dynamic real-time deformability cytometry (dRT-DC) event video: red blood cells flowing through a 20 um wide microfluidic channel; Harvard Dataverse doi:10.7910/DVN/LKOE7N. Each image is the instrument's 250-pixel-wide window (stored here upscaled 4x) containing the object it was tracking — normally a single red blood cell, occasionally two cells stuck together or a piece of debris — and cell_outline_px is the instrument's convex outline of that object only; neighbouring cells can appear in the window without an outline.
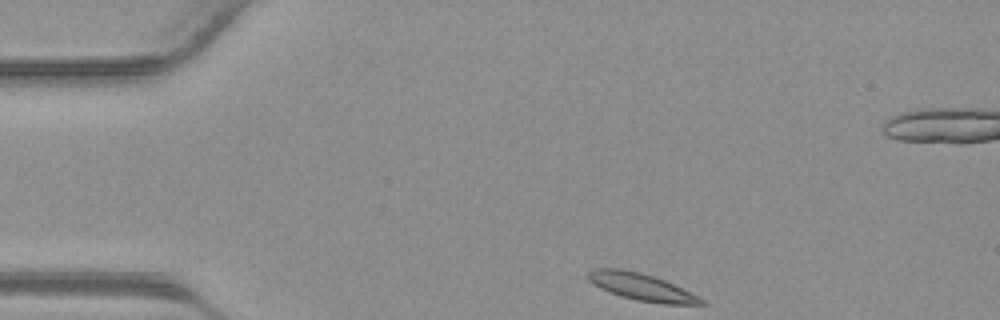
{"species": "common noctule bat (a hibernating species)", "species_latin": "Nyctalus noctula", "temperature_condition": "warm", "stored_images_in_passage": 30, "camera_frame_rate_fps": 3000, "um_per_image_px": 0.085, "animal": {"sex": "male", "body_mass_g": 23.1, "forearm_length_mm": 52.7}, "frame": {"image": 1, "passage_image": 1, "time_ms": 0.0, "image_size_px": [1000, 320], "cell_outline_px": [[708, 304], [664, 304], [636, 300], [600, 288], [592, 284], [588, 280], [588, 272], [592, 268], [620, 268], [640, 272], [664, 280], [700, 296]], "centroid_in_image_um": [54.53, 24.38], "position_along_channel_um": 30.5, "area_um2": 17.74}}
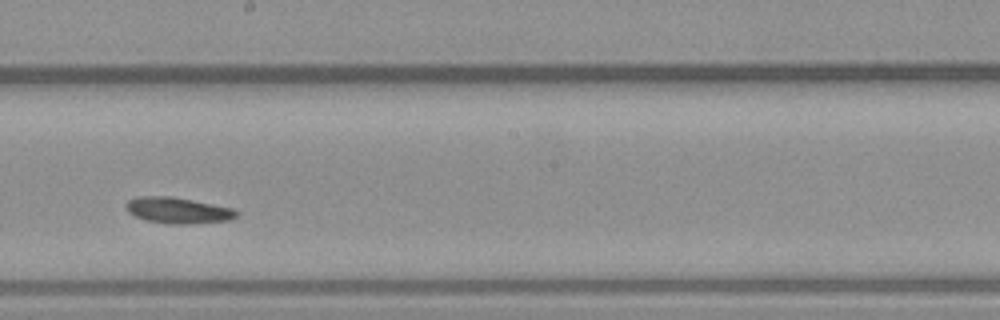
{"frame": {"image": 2, "passage_image": 17, "time_ms": 5.333, "image_size_px": [1000, 320], "cell_outline_px": [[240, 212], [236, 216], [228, 220], [196, 224], [172, 224], [144, 220], [128, 212], [124, 204], [128, 200], [140, 196], [168, 196], [192, 200], [232, 208]], "centroid_in_image_um": [15.11, 17.89], "position_along_channel_um": 233.1, "area_um2": 16.76}}
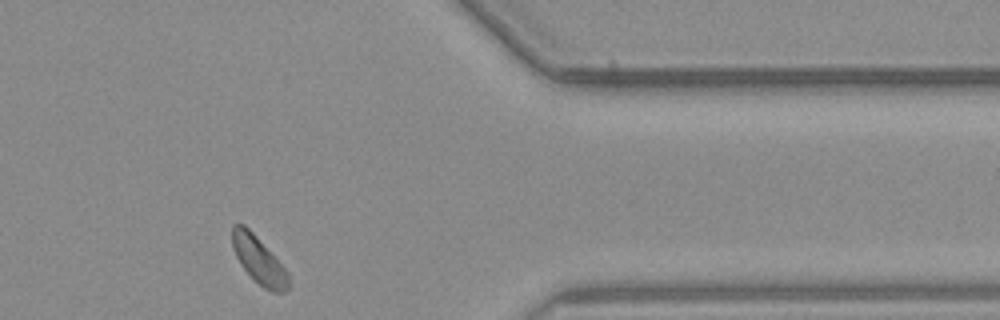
{"frame": {"image": 3, "passage_image": 28, "time_ms": 9.0, "image_size_px": [1000, 320], "cell_outline_px": [[292, 284], [284, 292], [272, 292], [264, 288], [240, 264], [232, 248], [232, 224], [244, 224], [256, 236], [288, 272]], "centroid_in_image_um": [22.01, 22.12], "position_along_channel_um": 389.4, "area_um2": 15.26}}